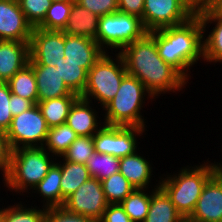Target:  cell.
<instances>
[{"mask_svg": "<svg viewBox=\"0 0 222 222\" xmlns=\"http://www.w3.org/2000/svg\"><path fill=\"white\" fill-rule=\"evenodd\" d=\"M108 204H120L135 187L118 171L101 181Z\"/></svg>", "mask_w": 222, "mask_h": 222, "instance_id": "obj_30", "label": "cell"}, {"mask_svg": "<svg viewBox=\"0 0 222 222\" xmlns=\"http://www.w3.org/2000/svg\"><path fill=\"white\" fill-rule=\"evenodd\" d=\"M188 219L193 222H222V174H214L207 181Z\"/></svg>", "mask_w": 222, "mask_h": 222, "instance_id": "obj_14", "label": "cell"}, {"mask_svg": "<svg viewBox=\"0 0 222 222\" xmlns=\"http://www.w3.org/2000/svg\"><path fill=\"white\" fill-rule=\"evenodd\" d=\"M11 153L12 149L6 132L0 130V172L3 176L2 182L7 178L11 168Z\"/></svg>", "mask_w": 222, "mask_h": 222, "instance_id": "obj_39", "label": "cell"}, {"mask_svg": "<svg viewBox=\"0 0 222 222\" xmlns=\"http://www.w3.org/2000/svg\"><path fill=\"white\" fill-rule=\"evenodd\" d=\"M74 1L52 2L44 20L37 26L44 30L63 31L66 27Z\"/></svg>", "mask_w": 222, "mask_h": 222, "instance_id": "obj_31", "label": "cell"}, {"mask_svg": "<svg viewBox=\"0 0 222 222\" xmlns=\"http://www.w3.org/2000/svg\"><path fill=\"white\" fill-rule=\"evenodd\" d=\"M52 2H60V1H75V0H51Z\"/></svg>", "mask_w": 222, "mask_h": 222, "instance_id": "obj_47", "label": "cell"}, {"mask_svg": "<svg viewBox=\"0 0 222 222\" xmlns=\"http://www.w3.org/2000/svg\"><path fill=\"white\" fill-rule=\"evenodd\" d=\"M32 31L18 0H0V40L30 42Z\"/></svg>", "mask_w": 222, "mask_h": 222, "instance_id": "obj_13", "label": "cell"}, {"mask_svg": "<svg viewBox=\"0 0 222 222\" xmlns=\"http://www.w3.org/2000/svg\"><path fill=\"white\" fill-rule=\"evenodd\" d=\"M105 51L94 39L76 35H65L64 62L81 64L89 71Z\"/></svg>", "mask_w": 222, "mask_h": 222, "instance_id": "obj_17", "label": "cell"}, {"mask_svg": "<svg viewBox=\"0 0 222 222\" xmlns=\"http://www.w3.org/2000/svg\"><path fill=\"white\" fill-rule=\"evenodd\" d=\"M146 128L141 127H123L103 125V127L93 135L95 152L112 155L122 158L140 152L138 139L144 138L143 133Z\"/></svg>", "mask_w": 222, "mask_h": 222, "instance_id": "obj_10", "label": "cell"}, {"mask_svg": "<svg viewBox=\"0 0 222 222\" xmlns=\"http://www.w3.org/2000/svg\"><path fill=\"white\" fill-rule=\"evenodd\" d=\"M44 222H98L97 220L80 214L69 212L65 207L46 208Z\"/></svg>", "mask_w": 222, "mask_h": 222, "instance_id": "obj_36", "label": "cell"}, {"mask_svg": "<svg viewBox=\"0 0 222 222\" xmlns=\"http://www.w3.org/2000/svg\"><path fill=\"white\" fill-rule=\"evenodd\" d=\"M126 74L122 56L119 53L105 52L88 71L86 86L80 97L94 101L103 108L114 98Z\"/></svg>", "mask_w": 222, "mask_h": 222, "instance_id": "obj_6", "label": "cell"}, {"mask_svg": "<svg viewBox=\"0 0 222 222\" xmlns=\"http://www.w3.org/2000/svg\"><path fill=\"white\" fill-rule=\"evenodd\" d=\"M153 163L147 160L141 152L135 151L133 154L119 158V172L135 187V189L159 188V181L154 186ZM150 186V187H149ZM153 186V187H152Z\"/></svg>", "mask_w": 222, "mask_h": 222, "instance_id": "obj_20", "label": "cell"}, {"mask_svg": "<svg viewBox=\"0 0 222 222\" xmlns=\"http://www.w3.org/2000/svg\"><path fill=\"white\" fill-rule=\"evenodd\" d=\"M66 86L78 96L83 94L87 82L88 71L81 67V64H69L61 62L55 66Z\"/></svg>", "mask_w": 222, "mask_h": 222, "instance_id": "obj_33", "label": "cell"}, {"mask_svg": "<svg viewBox=\"0 0 222 222\" xmlns=\"http://www.w3.org/2000/svg\"><path fill=\"white\" fill-rule=\"evenodd\" d=\"M98 20L99 17L96 14H93L90 10L74 1L71 14L63 32L65 35H76L96 41Z\"/></svg>", "mask_w": 222, "mask_h": 222, "instance_id": "obj_21", "label": "cell"}, {"mask_svg": "<svg viewBox=\"0 0 222 222\" xmlns=\"http://www.w3.org/2000/svg\"><path fill=\"white\" fill-rule=\"evenodd\" d=\"M146 33L141 18L117 11L99 17L96 42L105 52L119 53Z\"/></svg>", "mask_w": 222, "mask_h": 222, "instance_id": "obj_7", "label": "cell"}, {"mask_svg": "<svg viewBox=\"0 0 222 222\" xmlns=\"http://www.w3.org/2000/svg\"><path fill=\"white\" fill-rule=\"evenodd\" d=\"M155 189H135L120 203L132 222H144L150 207L151 193Z\"/></svg>", "mask_w": 222, "mask_h": 222, "instance_id": "obj_28", "label": "cell"}, {"mask_svg": "<svg viewBox=\"0 0 222 222\" xmlns=\"http://www.w3.org/2000/svg\"><path fill=\"white\" fill-rule=\"evenodd\" d=\"M196 10L209 7L215 0H187Z\"/></svg>", "mask_w": 222, "mask_h": 222, "instance_id": "obj_43", "label": "cell"}, {"mask_svg": "<svg viewBox=\"0 0 222 222\" xmlns=\"http://www.w3.org/2000/svg\"><path fill=\"white\" fill-rule=\"evenodd\" d=\"M107 206L101 181L92 177L80 185L63 205L69 212L91 217L97 221L102 218Z\"/></svg>", "mask_w": 222, "mask_h": 222, "instance_id": "obj_11", "label": "cell"}, {"mask_svg": "<svg viewBox=\"0 0 222 222\" xmlns=\"http://www.w3.org/2000/svg\"><path fill=\"white\" fill-rule=\"evenodd\" d=\"M12 94L38 103V90L33 67L27 64L7 81Z\"/></svg>", "mask_w": 222, "mask_h": 222, "instance_id": "obj_26", "label": "cell"}, {"mask_svg": "<svg viewBox=\"0 0 222 222\" xmlns=\"http://www.w3.org/2000/svg\"><path fill=\"white\" fill-rule=\"evenodd\" d=\"M30 42L0 40V82H7L29 64Z\"/></svg>", "mask_w": 222, "mask_h": 222, "instance_id": "obj_18", "label": "cell"}, {"mask_svg": "<svg viewBox=\"0 0 222 222\" xmlns=\"http://www.w3.org/2000/svg\"><path fill=\"white\" fill-rule=\"evenodd\" d=\"M196 15L199 17L203 27L204 63L207 62V65L214 63V66L218 62L222 64V17L210 6L196 10ZM212 23L214 27L209 29Z\"/></svg>", "mask_w": 222, "mask_h": 222, "instance_id": "obj_15", "label": "cell"}, {"mask_svg": "<svg viewBox=\"0 0 222 222\" xmlns=\"http://www.w3.org/2000/svg\"><path fill=\"white\" fill-rule=\"evenodd\" d=\"M85 166L92 178L102 181L119 171V158L94 152L85 163Z\"/></svg>", "mask_w": 222, "mask_h": 222, "instance_id": "obj_32", "label": "cell"}, {"mask_svg": "<svg viewBox=\"0 0 222 222\" xmlns=\"http://www.w3.org/2000/svg\"><path fill=\"white\" fill-rule=\"evenodd\" d=\"M196 15L187 0H144L142 24L147 32L178 26Z\"/></svg>", "mask_w": 222, "mask_h": 222, "instance_id": "obj_8", "label": "cell"}, {"mask_svg": "<svg viewBox=\"0 0 222 222\" xmlns=\"http://www.w3.org/2000/svg\"><path fill=\"white\" fill-rule=\"evenodd\" d=\"M146 99L155 101L154 96L135 76L126 74L112 100L102 109L105 125L146 128V119L142 116ZM154 99V100H153ZM142 110V112H141Z\"/></svg>", "mask_w": 222, "mask_h": 222, "instance_id": "obj_4", "label": "cell"}, {"mask_svg": "<svg viewBox=\"0 0 222 222\" xmlns=\"http://www.w3.org/2000/svg\"><path fill=\"white\" fill-rule=\"evenodd\" d=\"M34 105L35 104L31 100L24 99L16 94L11 93L9 109L11 110L13 117L29 110Z\"/></svg>", "mask_w": 222, "mask_h": 222, "instance_id": "obj_42", "label": "cell"}, {"mask_svg": "<svg viewBox=\"0 0 222 222\" xmlns=\"http://www.w3.org/2000/svg\"><path fill=\"white\" fill-rule=\"evenodd\" d=\"M29 64L33 67L36 77L38 102L63 96H78L66 86L59 73V68L38 63Z\"/></svg>", "mask_w": 222, "mask_h": 222, "instance_id": "obj_19", "label": "cell"}, {"mask_svg": "<svg viewBox=\"0 0 222 222\" xmlns=\"http://www.w3.org/2000/svg\"><path fill=\"white\" fill-rule=\"evenodd\" d=\"M11 90L7 82H0V130L7 132L12 122V112L9 109Z\"/></svg>", "mask_w": 222, "mask_h": 222, "instance_id": "obj_37", "label": "cell"}, {"mask_svg": "<svg viewBox=\"0 0 222 222\" xmlns=\"http://www.w3.org/2000/svg\"><path fill=\"white\" fill-rule=\"evenodd\" d=\"M200 164V165H199ZM187 165L166 175L159 176V187L167 194L183 218H188L207 181L215 174L209 158L204 163Z\"/></svg>", "mask_w": 222, "mask_h": 222, "instance_id": "obj_3", "label": "cell"}, {"mask_svg": "<svg viewBox=\"0 0 222 222\" xmlns=\"http://www.w3.org/2000/svg\"><path fill=\"white\" fill-rule=\"evenodd\" d=\"M144 0H118V11L142 18Z\"/></svg>", "mask_w": 222, "mask_h": 222, "instance_id": "obj_41", "label": "cell"}, {"mask_svg": "<svg viewBox=\"0 0 222 222\" xmlns=\"http://www.w3.org/2000/svg\"><path fill=\"white\" fill-rule=\"evenodd\" d=\"M210 7L222 17V0H215Z\"/></svg>", "mask_w": 222, "mask_h": 222, "instance_id": "obj_44", "label": "cell"}, {"mask_svg": "<svg viewBox=\"0 0 222 222\" xmlns=\"http://www.w3.org/2000/svg\"><path fill=\"white\" fill-rule=\"evenodd\" d=\"M56 162L61 166V206L65 200L73 194L80 185L91 178L85 164L75 163L57 158ZM62 159V160H61ZM60 160V161H59Z\"/></svg>", "mask_w": 222, "mask_h": 222, "instance_id": "obj_22", "label": "cell"}, {"mask_svg": "<svg viewBox=\"0 0 222 222\" xmlns=\"http://www.w3.org/2000/svg\"><path fill=\"white\" fill-rule=\"evenodd\" d=\"M94 152L93 136H78L62 158L67 161L85 164Z\"/></svg>", "mask_w": 222, "mask_h": 222, "instance_id": "obj_34", "label": "cell"}, {"mask_svg": "<svg viewBox=\"0 0 222 222\" xmlns=\"http://www.w3.org/2000/svg\"><path fill=\"white\" fill-rule=\"evenodd\" d=\"M156 42L159 56L187 81L203 58V27L197 15L184 24L148 32ZM192 67V68H191Z\"/></svg>", "mask_w": 222, "mask_h": 222, "instance_id": "obj_2", "label": "cell"}, {"mask_svg": "<svg viewBox=\"0 0 222 222\" xmlns=\"http://www.w3.org/2000/svg\"><path fill=\"white\" fill-rule=\"evenodd\" d=\"M98 222H132L120 204H108Z\"/></svg>", "mask_w": 222, "mask_h": 222, "instance_id": "obj_40", "label": "cell"}, {"mask_svg": "<svg viewBox=\"0 0 222 222\" xmlns=\"http://www.w3.org/2000/svg\"><path fill=\"white\" fill-rule=\"evenodd\" d=\"M95 105L79 96L70 107L66 124L78 136H93L103 127L104 121L101 117L103 111H97Z\"/></svg>", "mask_w": 222, "mask_h": 222, "instance_id": "obj_16", "label": "cell"}, {"mask_svg": "<svg viewBox=\"0 0 222 222\" xmlns=\"http://www.w3.org/2000/svg\"><path fill=\"white\" fill-rule=\"evenodd\" d=\"M24 203L19 201L12 206L11 204L6 207L2 205V222H44L45 207L40 205L38 207L36 203L34 206H28Z\"/></svg>", "mask_w": 222, "mask_h": 222, "instance_id": "obj_29", "label": "cell"}, {"mask_svg": "<svg viewBox=\"0 0 222 222\" xmlns=\"http://www.w3.org/2000/svg\"><path fill=\"white\" fill-rule=\"evenodd\" d=\"M78 135L66 123L49 128L44 148L55 158L62 157Z\"/></svg>", "mask_w": 222, "mask_h": 222, "instance_id": "obj_27", "label": "cell"}, {"mask_svg": "<svg viewBox=\"0 0 222 222\" xmlns=\"http://www.w3.org/2000/svg\"><path fill=\"white\" fill-rule=\"evenodd\" d=\"M213 162H210V164L215 174H222V162L221 161L219 162L213 161Z\"/></svg>", "mask_w": 222, "mask_h": 222, "instance_id": "obj_45", "label": "cell"}, {"mask_svg": "<svg viewBox=\"0 0 222 222\" xmlns=\"http://www.w3.org/2000/svg\"><path fill=\"white\" fill-rule=\"evenodd\" d=\"M119 54L126 72L138 78L155 99L162 94L182 92L189 83L159 56L155 39L148 32L124 47Z\"/></svg>", "mask_w": 222, "mask_h": 222, "instance_id": "obj_1", "label": "cell"}, {"mask_svg": "<svg viewBox=\"0 0 222 222\" xmlns=\"http://www.w3.org/2000/svg\"><path fill=\"white\" fill-rule=\"evenodd\" d=\"M65 34L63 31L34 27L30 40L29 63L56 66L64 62Z\"/></svg>", "mask_w": 222, "mask_h": 222, "instance_id": "obj_12", "label": "cell"}, {"mask_svg": "<svg viewBox=\"0 0 222 222\" xmlns=\"http://www.w3.org/2000/svg\"><path fill=\"white\" fill-rule=\"evenodd\" d=\"M177 211L167 194L159 187L151 193L150 207L144 222H180Z\"/></svg>", "mask_w": 222, "mask_h": 222, "instance_id": "obj_24", "label": "cell"}, {"mask_svg": "<svg viewBox=\"0 0 222 222\" xmlns=\"http://www.w3.org/2000/svg\"><path fill=\"white\" fill-rule=\"evenodd\" d=\"M44 147H22L12 150L11 168L4 186L10 192L24 196L47 175L56 162ZM26 193V194H24Z\"/></svg>", "mask_w": 222, "mask_h": 222, "instance_id": "obj_5", "label": "cell"}, {"mask_svg": "<svg viewBox=\"0 0 222 222\" xmlns=\"http://www.w3.org/2000/svg\"><path fill=\"white\" fill-rule=\"evenodd\" d=\"M180 222H193V221L188 218H183Z\"/></svg>", "mask_w": 222, "mask_h": 222, "instance_id": "obj_46", "label": "cell"}, {"mask_svg": "<svg viewBox=\"0 0 222 222\" xmlns=\"http://www.w3.org/2000/svg\"><path fill=\"white\" fill-rule=\"evenodd\" d=\"M0 222H2V208H0Z\"/></svg>", "mask_w": 222, "mask_h": 222, "instance_id": "obj_48", "label": "cell"}, {"mask_svg": "<svg viewBox=\"0 0 222 222\" xmlns=\"http://www.w3.org/2000/svg\"><path fill=\"white\" fill-rule=\"evenodd\" d=\"M49 127L37 104L12 118L6 132L12 150L22 147H43Z\"/></svg>", "mask_w": 222, "mask_h": 222, "instance_id": "obj_9", "label": "cell"}, {"mask_svg": "<svg viewBox=\"0 0 222 222\" xmlns=\"http://www.w3.org/2000/svg\"><path fill=\"white\" fill-rule=\"evenodd\" d=\"M20 9L32 27H37L45 18L51 0H18Z\"/></svg>", "mask_w": 222, "mask_h": 222, "instance_id": "obj_35", "label": "cell"}, {"mask_svg": "<svg viewBox=\"0 0 222 222\" xmlns=\"http://www.w3.org/2000/svg\"><path fill=\"white\" fill-rule=\"evenodd\" d=\"M79 96H63L49 100L39 101L40 108L49 128L66 123L70 107Z\"/></svg>", "mask_w": 222, "mask_h": 222, "instance_id": "obj_25", "label": "cell"}, {"mask_svg": "<svg viewBox=\"0 0 222 222\" xmlns=\"http://www.w3.org/2000/svg\"><path fill=\"white\" fill-rule=\"evenodd\" d=\"M61 166L55 162L49 169L47 175L33 188L32 193L42 197V207L61 206Z\"/></svg>", "mask_w": 222, "mask_h": 222, "instance_id": "obj_23", "label": "cell"}, {"mask_svg": "<svg viewBox=\"0 0 222 222\" xmlns=\"http://www.w3.org/2000/svg\"><path fill=\"white\" fill-rule=\"evenodd\" d=\"M75 2L98 17L118 11V0H75Z\"/></svg>", "mask_w": 222, "mask_h": 222, "instance_id": "obj_38", "label": "cell"}]
</instances>
